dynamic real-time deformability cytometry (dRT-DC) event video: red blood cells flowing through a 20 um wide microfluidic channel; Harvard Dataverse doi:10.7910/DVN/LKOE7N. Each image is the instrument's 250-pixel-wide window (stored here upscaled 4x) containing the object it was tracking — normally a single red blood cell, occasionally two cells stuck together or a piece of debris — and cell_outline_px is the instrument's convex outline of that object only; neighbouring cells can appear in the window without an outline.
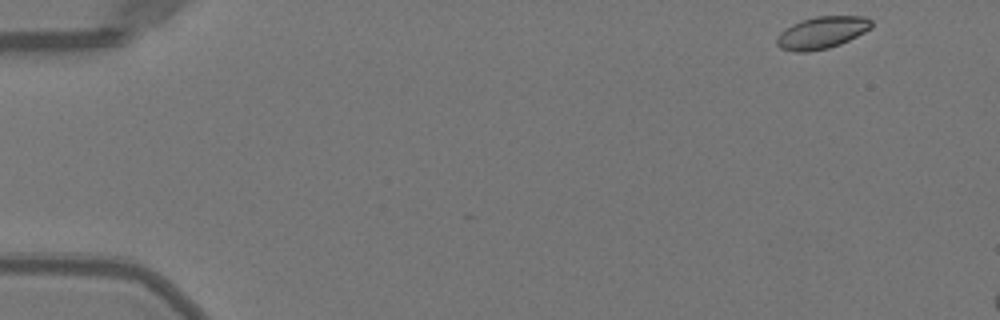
{"species": "Egyptian fruit bat (a non-hibernating species)", "species_latin": "Rousettus aegyptiacus", "temperature_condition": "warm", "stored_images_in_passage": 7, "camera_frame_rate_fps": 3000, "um_per_image_px": 0.085, "animal": {"sex": "female"}, "frame": {"image": 1, "passage_image": 1, "time_ms": 0.0, "image_size_px": [1000, 320], "cell_outline_px": [[872, 28], [840, 44], [828, 48], [808, 52], [796, 52], [780, 48], [776, 44], [776, 36], [780, 32], [792, 24], [800, 20], [816, 16], [864, 16], [872, 20]], "centroid_in_image_um": [69.84, 2.77], "position_along_channel_um": 15.2, "area_um2": 17.8}}